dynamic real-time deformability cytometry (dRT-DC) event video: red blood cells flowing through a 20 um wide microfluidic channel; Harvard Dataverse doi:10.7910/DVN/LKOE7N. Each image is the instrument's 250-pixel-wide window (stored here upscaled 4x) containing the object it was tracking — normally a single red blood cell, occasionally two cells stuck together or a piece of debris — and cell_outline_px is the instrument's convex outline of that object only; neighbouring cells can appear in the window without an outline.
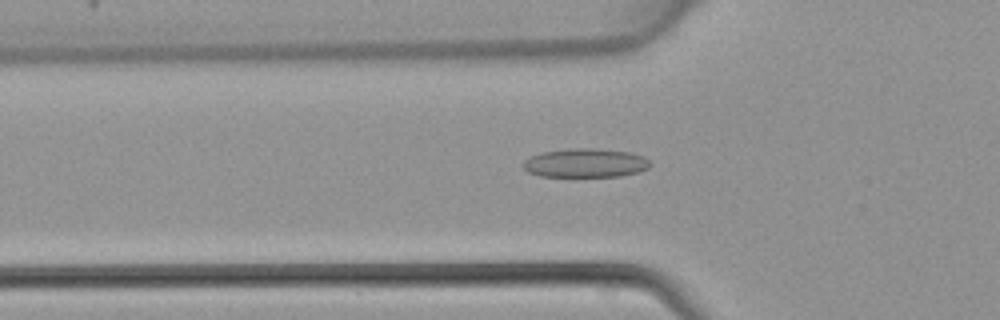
{"species": "common noctule bat (a hibernating species)", "species_latin": "Nyctalus noctula", "temperature_condition": "warm", "stored_images_in_passage": 45, "camera_frame_rate_fps": 3000, "um_per_image_px": 0.085, "animal": {"sex": "female", "body_mass_g": 22.7, "forearm_length_mm": 54.2}, "frame": {"image": 1, "passage_image": 15, "time_ms": 4.667, "image_size_px": [1000, 320], "cell_outline_px": [[652, 164], [648, 168], [640, 172], [620, 176], [540, 176], [528, 172], [520, 164], [524, 160], [540, 152], [568, 148], [596, 148], [632, 152], [644, 156]], "centroid_in_image_um": [49.77, 13.84], "position_along_channel_um": 76.0, "area_um2": 21.68}}
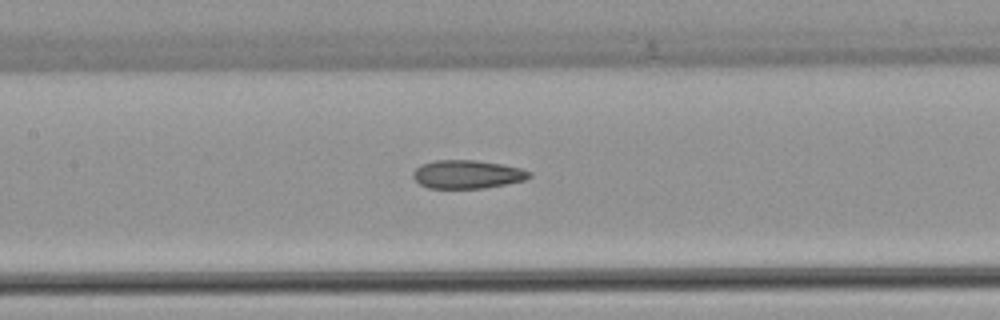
{"frame": {"image": 2, "passage_image": 21, "time_ms": 6.667, "image_size_px": [1000, 320], "cell_outline_px": [[532, 176], [524, 180], [484, 188], [428, 188], [420, 184], [412, 176], [412, 172], [420, 164], [436, 160], [476, 160], [500, 164], [520, 168], [532, 172]], "centroid_in_image_um": [39.69, 14.81], "position_along_channel_um": 167.7, "area_um2": 19.19}}
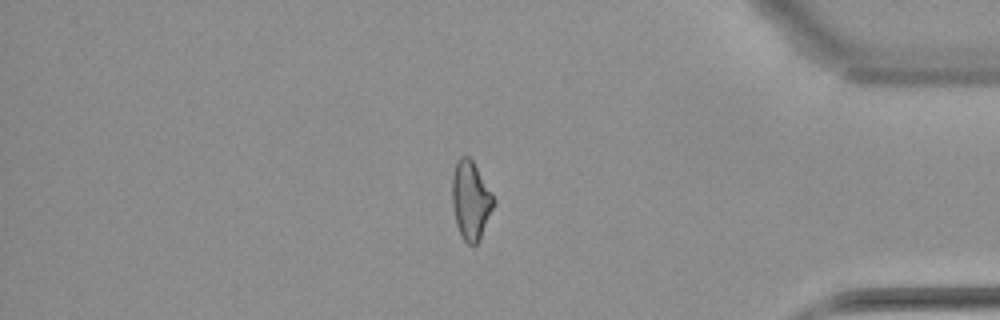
{"frame": {"image": 3, "passage_image": 38, "time_ms": 12.333, "image_size_px": [1000, 320], "cell_outline_px": [[496, 200], [480, 240], [476, 244], [468, 244], [464, 240], [456, 224], [452, 204], [452, 176], [456, 164], [460, 156], [468, 156], [472, 160], [492, 192]], "centroid_in_image_um": [40.02, 17.02], "position_along_channel_um": 395.2, "area_um2": 18.9}}